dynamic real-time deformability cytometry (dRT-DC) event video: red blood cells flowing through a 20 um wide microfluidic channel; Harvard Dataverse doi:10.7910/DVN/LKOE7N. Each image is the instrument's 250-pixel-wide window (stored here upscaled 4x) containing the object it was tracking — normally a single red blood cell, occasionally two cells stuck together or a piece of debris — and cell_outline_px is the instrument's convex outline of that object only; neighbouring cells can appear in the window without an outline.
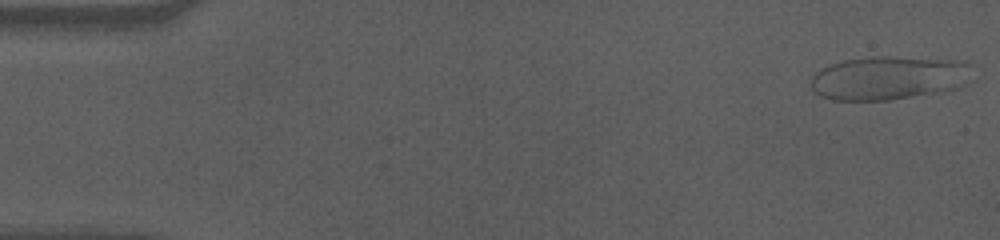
{"species": "human", "species_latin": "Homo sapiens", "temperature_condition": "cold", "stored_images_in_passage": 17, "camera_frame_rate_fps": 3000, "um_per_image_px": 0.085, "donor": {"sex": "male"}, "frame": {"image": 1, "passage_image": 1, "time_ms": 0.0, "image_size_px": [1000, 240], "cell_outline_px": [[968, 64], [940, 92], [888, 100], [832, 100], [820, 96], [812, 88], [812, 76], [820, 68], [844, 60], [872, 56], [888, 56], [968, 60]], "centroid_in_image_um": [75.23, 6.6], "position_along_channel_um": 9.8, "area_um2": 39.13}}